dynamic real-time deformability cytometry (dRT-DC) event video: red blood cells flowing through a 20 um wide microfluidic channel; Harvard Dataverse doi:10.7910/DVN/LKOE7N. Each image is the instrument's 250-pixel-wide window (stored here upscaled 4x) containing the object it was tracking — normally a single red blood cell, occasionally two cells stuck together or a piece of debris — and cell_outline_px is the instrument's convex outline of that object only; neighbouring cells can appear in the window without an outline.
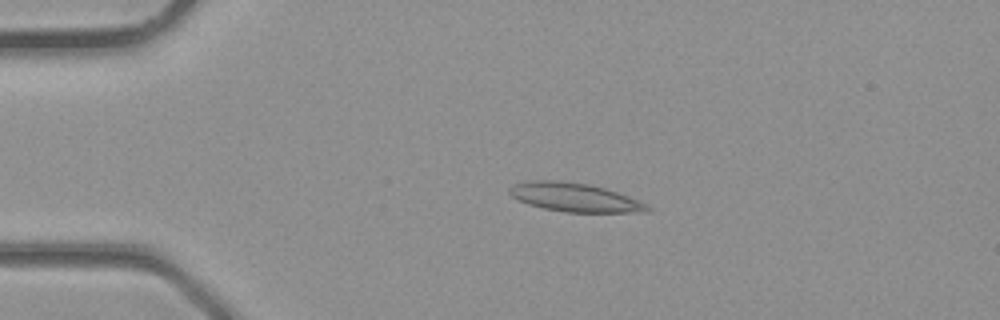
{"species": "common noctule bat (a hibernating species)", "species_latin": "Nyctalus noctula", "temperature_condition": "room temperature", "stored_images_in_passage": 3, "camera_frame_rate_fps": 3000, "um_per_image_px": 0.085, "animal": {"sex": "male", "body_mass_g": 23.1, "forearm_length_mm": 52.7}, "frame": {"image": 1, "passage_image": 2, "time_ms": 0.333, "image_size_px": [1000, 320], "cell_outline_px": [[652, 208], [648, 212], [564, 212], [544, 208], [528, 204], [512, 196], [508, 192], [508, 188], [512, 184], [524, 180], [560, 180], [588, 184], [604, 188], [640, 200], [648, 204]], "centroid_in_image_um": [48.83, 16.76], "position_along_channel_um": 36.2, "area_um2": 23.24}}